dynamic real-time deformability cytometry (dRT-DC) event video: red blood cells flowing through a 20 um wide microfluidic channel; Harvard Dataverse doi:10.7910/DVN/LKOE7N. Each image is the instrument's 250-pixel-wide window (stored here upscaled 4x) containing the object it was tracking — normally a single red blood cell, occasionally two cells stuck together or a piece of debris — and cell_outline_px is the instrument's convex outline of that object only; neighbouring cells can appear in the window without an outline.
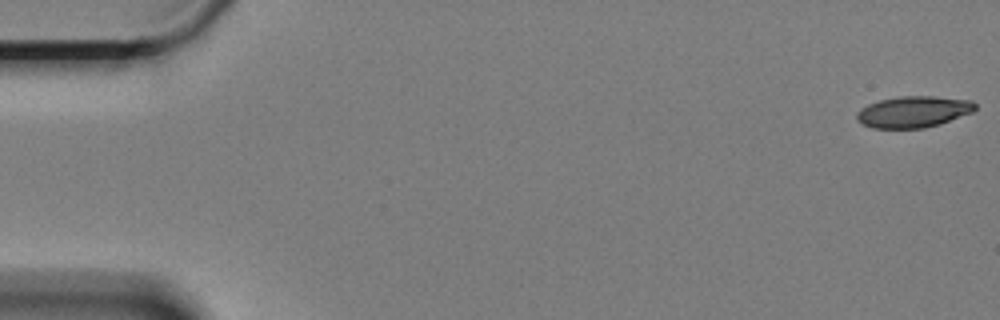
{"species": "Egyptian fruit bat (a non-hibernating species)", "species_latin": "Rousettus aegyptiacus", "temperature_condition": "cold", "stored_images_in_passage": 10, "camera_frame_rate_fps": 3000, "um_per_image_px": 0.085, "animal": {"sex": "female"}, "frame": {"image": 1, "passage_image": 1, "time_ms": 0.0, "image_size_px": [1000, 320], "cell_outline_px": [[976, 108], [972, 112], [940, 124], [924, 128], [872, 128], [856, 120], [856, 112], [860, 108], [868, 104], [880, 100], [900, 96], [932, 96], [972, 100], [976, 104]], "centroid_in_image_um": [77.63, 9.5], "position_along_channel_um": 7.4, "area_um2": 21.68}}